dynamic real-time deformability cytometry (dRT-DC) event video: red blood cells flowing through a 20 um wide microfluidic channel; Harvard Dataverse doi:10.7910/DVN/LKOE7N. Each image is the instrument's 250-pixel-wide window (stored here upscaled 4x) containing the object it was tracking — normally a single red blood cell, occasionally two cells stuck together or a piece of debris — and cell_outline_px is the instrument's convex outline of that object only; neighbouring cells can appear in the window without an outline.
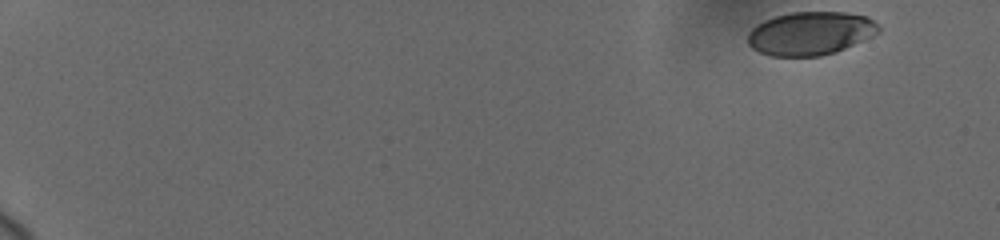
{"species": "human", "species_latin": "Homo sapiens", "temperature_condition": "cold", "stored_images_in_passage": 36, "camera_frame_rate_fps": 3000, "um_per_image_px": 0.085, "donor": {"sex": "female"}, "frame": {"image": 1, "passage_image": 1, "time_ms": 0.0, "image_size_px": [1000, 240], "cell_outline_px": [[880, 32], [864, 40], [836, 52], [820, 56], [772, 56], [760, 52], [752, 48], [748, 44], [748, 32], [756, 24], [764, 20], [788, 12], [848, 12], [868, 16], [880, 24]], "centroid_in_image_um": [68.92, 2.82], "position_along_channel_um": 16.1, "area_um2": 33.41}}
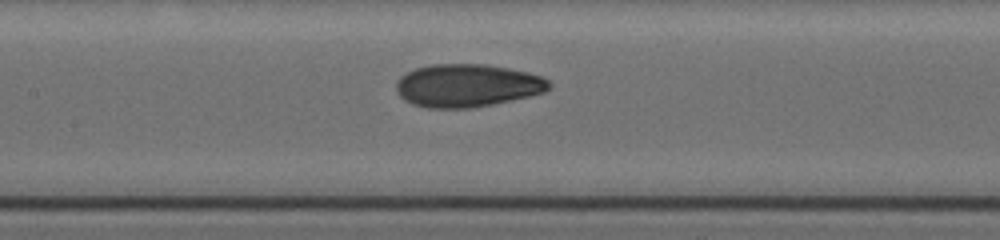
{"frame": {"image": 2, "passage_image": 20, "time_ms": 9.0, "image_size_px": [1000, 240], "cell_outline_px": [[552, 84], [544, 92], [528, 96], [492, 104], [472, 108], [428, 108], [412, 104], [404, 100], [396, 92], [396, 80], [400, 76], [416, 68], [432, 64], [484, 64], [508, 68], [528, 72], [540, 76], [548, 80]], "centroid_in_image_um": [39.68, 7.27], "position_along_channel_um": 167.7, "area_um2": 38.21}}
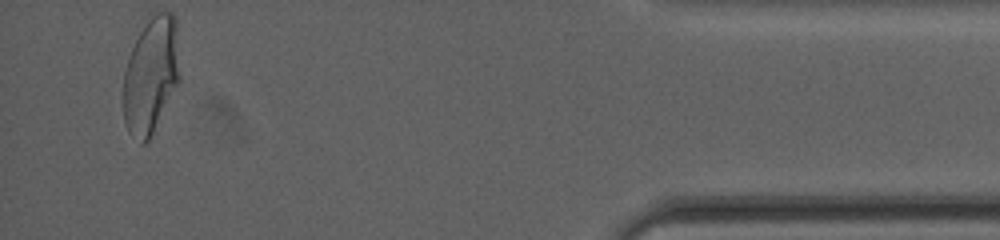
{"frame": {"image": 3, "passage_image": 36, "time_ms": 17.333, "image_size_px": [1000, 240], "cell_outline_px": [[180, 80], [148, 140], [144, 144], [140, 144], [128, 132], [124, 120], [120, 96], [124, 72], [132, 48], [144, 16], [148, 12], [172, 12], [176, 16], [180, 76]], "centroid_in_image_um": [12.79, 6.32], "position_along_channel_um": 422.4, "area_um2": 39.54}, "authors_computed_cell_mechanics": {"area_um2": 36.6741, "velocity_mm_per_s": 3.6903, "shape_relaxation_time_tau1_ms": 8.113, "shape_relaxation_time_tau2_ms": 1.3142, "deformation_change_tau1": 0.215, "deformation_change_tau2": 0.0661}}